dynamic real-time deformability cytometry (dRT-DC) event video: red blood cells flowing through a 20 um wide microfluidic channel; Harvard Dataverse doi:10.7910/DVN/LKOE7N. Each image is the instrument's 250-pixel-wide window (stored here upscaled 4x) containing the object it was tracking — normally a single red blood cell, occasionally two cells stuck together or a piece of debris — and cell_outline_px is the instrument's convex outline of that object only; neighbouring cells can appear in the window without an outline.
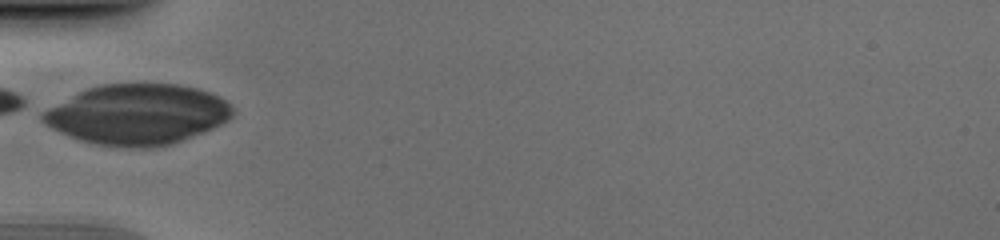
{"species": "human", "species_latin": "Homo sapiens", "temperature_condition": "cold", "stored_images_in_passage": 26, "camera_frame_rate_fps": 3000, "um_per_image_px": 0.085, "donor": {"sex": "male"}, "frame": {"image": 1, "passage_image": 1, "time_ms": 0.0, "image_size_px": [1000, 240], "cell_outline_px": [[232, 116], [228, 120], [204, 132], [172, 144], [156, 148], [128, 148], [96, 144], [80, 140], [60, 132], [44, 124], [40, 120], [40, 112], [88, 88], [100, 84], [180, 84], [196, 88], [220, 96], [232, 108]], "centroid_in_image_um": [11.67, 9.74], "position_along_channel_um": 73.3, "area_um2": 66.7}}
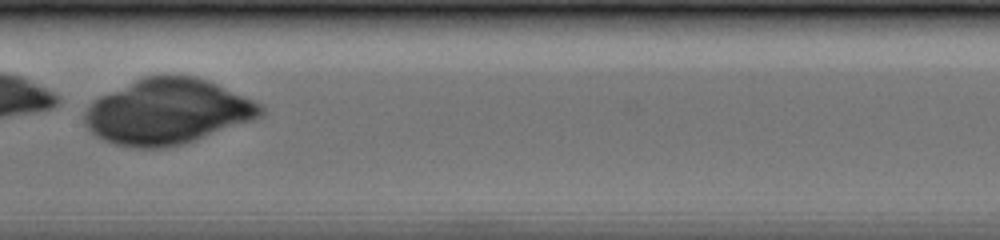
{"frame": {"image": 2, "passage_image": 10, "time_ms": 3.0, "image_size_px": [1000, 240], "cell_outline_px": [[264, 116], [180, 144], [164, 148], [140, 148], [116, 144], [104, 140], [96, 136], [84, 124], [84, 112], [92, 100], [100, 96], [144, 76], [196, 76], [216, 84], [252, 100], [260, 104], [264, 108]], "centroid_in_image_um": [14.2, 9.49], "position_along_channel_um": 193.2, "area_um2": 66.18}}
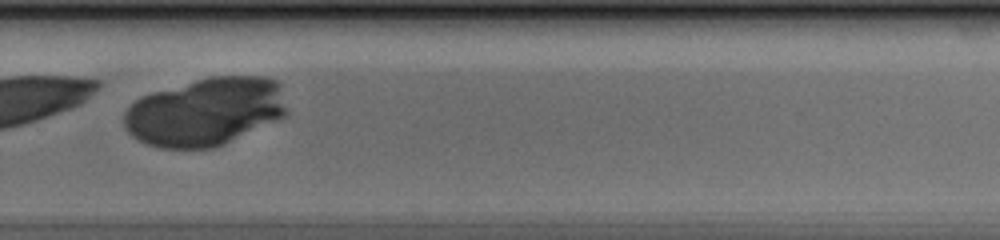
{"frame": {"image": 3, "passage_image": 19, "time_ms": 6.0, "image_size_px": [1000, 240], "cell_outline_px": [[288, 112], [284, 116], [276, 120], [224, 144], [212, 148], [160, 148], [148, 144], [132, 136], [124, 128], [124, 112], [136, 100], [152, 92], [208, 76], [264, 76], [276, 80], [280, 84]], "centroid_in_image_um": [17.46, 9.49], "position_along_channel_um": 312.3, "area_um2": 64.62}}